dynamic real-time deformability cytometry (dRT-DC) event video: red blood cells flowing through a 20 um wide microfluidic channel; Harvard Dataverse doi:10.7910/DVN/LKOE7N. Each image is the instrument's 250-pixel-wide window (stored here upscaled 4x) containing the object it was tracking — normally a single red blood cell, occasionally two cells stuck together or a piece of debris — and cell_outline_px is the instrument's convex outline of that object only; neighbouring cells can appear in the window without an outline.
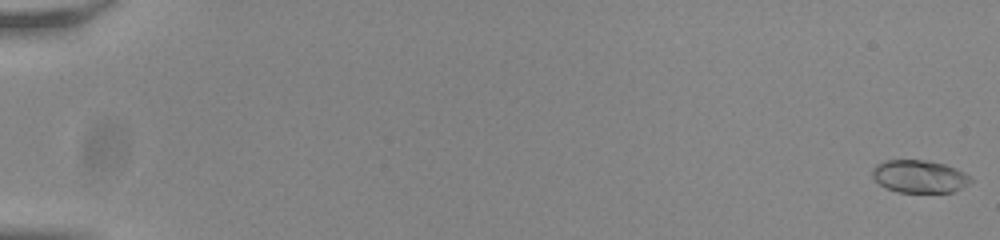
{"species": "common noctule bat (a hibernating species)", "species_latin": "Nyctalus noctula", "temperature_condition": "room temperature", "stored_images_in_passage": 19, "camera_frame_rate_fps": 3000, "um_per_image_px": 0.085, "animal": {"sex": "male", "body_mass_g": 20.0, "forearm_length_mm": 53.3}, "frame": {"image": 1, "passage_image": 1, "time_ms": 0.0, "image_size_px": [1000, 240], "cell_outline_px": [[972, 180], [960, 188], [952, 192], [896, 192], [880, 184], [872, 176], [872, 168], [876, 164], [884, 160], [924, 160], [944, 164], [956, 168], [964, 172]], "centroid_in_image_um": [78.11, 14.99], "position_along_channel_um": 6.9, "area_um2": 18.55}}